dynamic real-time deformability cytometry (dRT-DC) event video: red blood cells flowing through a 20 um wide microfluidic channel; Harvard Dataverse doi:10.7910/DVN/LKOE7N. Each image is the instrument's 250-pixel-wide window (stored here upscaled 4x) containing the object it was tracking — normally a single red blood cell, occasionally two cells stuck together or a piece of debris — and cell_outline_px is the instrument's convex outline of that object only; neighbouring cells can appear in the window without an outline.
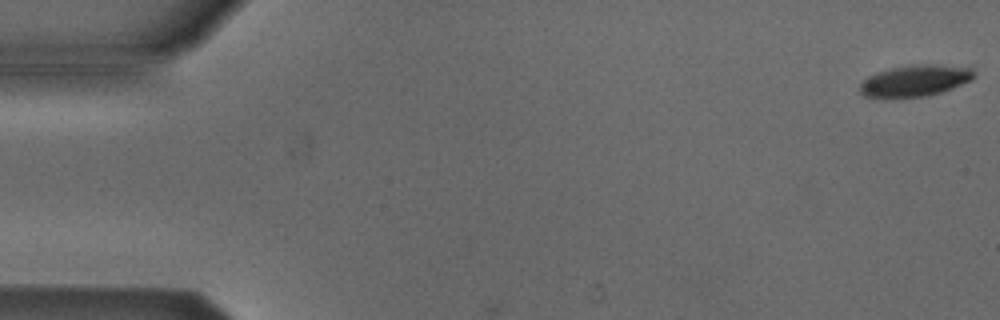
{"species": "Egyptian fruit bat (a non-hibernating species)", "species_latin": "Rousettus aegyptiacus", "temperature_condition": "cold", "stored_images_in_passage": 53, "camera_frame_rate_fps": 3000, "um_per_image_px": 0.085, "animal": {"sex": "male"}, "frame": {"image": 1, "passage_image": 1, "time_ms": 0.0, "image_size_px": [1000, 320], "cell_outline_px": [[976, 76], [972, 80], [952, 88], [940, 92], [924, 96], [884, 100], [864, 96], [860, 92], [860, 84], [868, 76], [892, 68], [912, 64], [932, 64], [972, 68], [976, 72]], "centroid_in_image_um": [77.76, 6.89], "position_along_channel_um": 7.2, "area_um2": 21.27}}
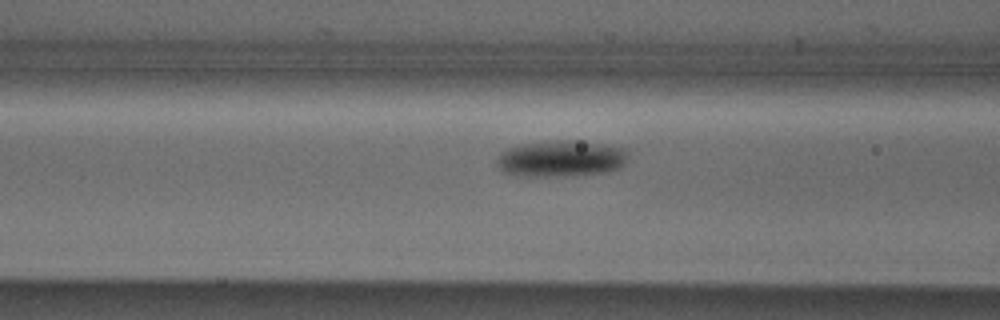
{"frame": {"image": 2, "passage_image": 21, "time_ms": 6.667, "image_size_px": [1000, 320], "cell_outline_px": [[628, 160], [620, 168], [608, 172], [572, 176], [512, 176], [500, 172], [496, 164], [496, 160], [500, 152], [504, 148], [520, 144], [556, 140], [576, 140], [604, 144], [628, 148]], "centroid_in_image_um": [47.66, 13.49], "position_along_channel_um": 118.9, "area_um2": 28.78}}
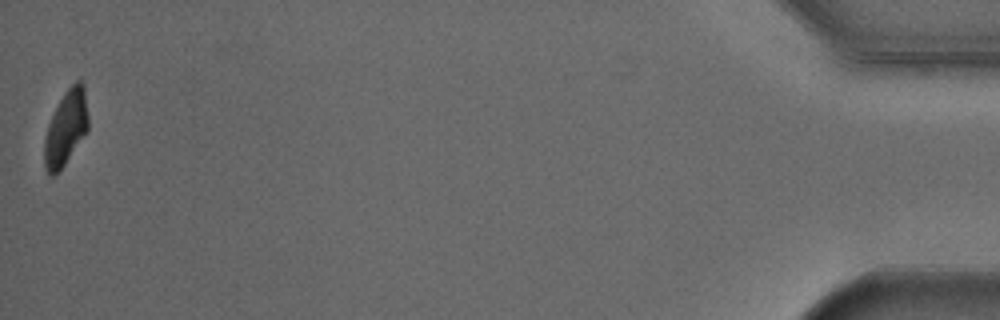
{"frame": {"image": 3, "passage_image": 53, "time_ms": 17.333, "image_size_px": [1000, 320], "cell_outline_px": [[88, 132], [64, 164], [52, 176], [48, 176], [44, 168], [44, 140], [48, 124], [64, 92], [76, 80], [80, 80], [84, 84], [88, 116]], "centroid_in_image_um": [5.61, 10.87], "position_along_channel_um": 429.6, "area_um2": 19.13}, "authors_computed_cell_mechanics": {"area_um2": 23.2934, "velocity_mm_per_s": 3.8549, "shape_relaxation_time_tau1_ms": 2.7801, "shape_relaxation_time_tau2_ms": null, "deformation_change_tau1": 0.0995, "deformation_change_tau2": null}}